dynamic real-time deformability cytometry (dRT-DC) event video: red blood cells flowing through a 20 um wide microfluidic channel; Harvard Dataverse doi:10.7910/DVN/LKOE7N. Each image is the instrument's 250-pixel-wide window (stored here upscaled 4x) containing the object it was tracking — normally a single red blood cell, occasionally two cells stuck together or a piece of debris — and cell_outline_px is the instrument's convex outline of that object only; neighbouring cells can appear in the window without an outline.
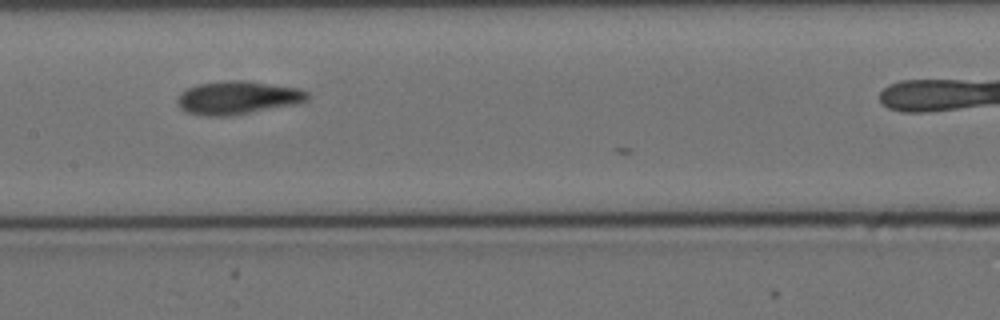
{"species": "Egyptian fruit bat (a non-hibernating species)", "species_latin": "Rousettus aegyptiacus", "temperature_condition": "cold", "stored_images_in_passage": 8, "camera_frame_rate_fps": 3000, "um_per_image_px": 0.085, "animal": {"sex": "female"}, "frame": {"image": 1, "passage_image": 6, "time_ms": 1.667, "image_size_px": [1000, 320], "cell_outline_px": [[308, 100], [296, 104], [228, 116], [208, 116], [188, 112], [180, 108], [176, 104], [176, 96], [180, 92], [196, 84], [232, 80], [248, 80], [300, 88], [308, 92]], "centroid_in_image_um": [20.18, 8.29], "position_along_channel_um": 187.2, "area_um2": 25.32}}